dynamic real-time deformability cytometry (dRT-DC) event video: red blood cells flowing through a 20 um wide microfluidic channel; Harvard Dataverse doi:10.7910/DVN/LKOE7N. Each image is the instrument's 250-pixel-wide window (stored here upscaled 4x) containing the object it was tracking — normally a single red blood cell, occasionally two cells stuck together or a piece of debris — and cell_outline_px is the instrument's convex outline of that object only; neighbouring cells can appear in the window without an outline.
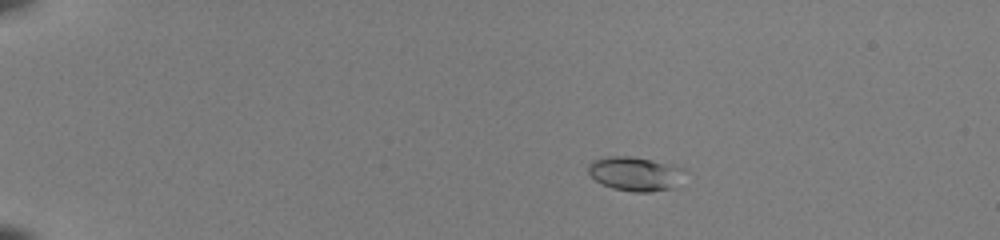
{"species": "common noctule bat (a hibernating species)", "species_latin": "Nyctalus noctula", "temperature_condition": "room temperature", "stored_images_in_passage": 49, "camera_frame_rate_fps": 3000, "um_per_image_px": 0.085, "animal": {"sex": "female", "body_mass_g": 22.0, "forearm_length_mm": 56.7}, "frame": {"image": 1, "passage_image": 8, "time_ms": 2.333, "image_size_px": [1000, 240], "cell_outline_px": [[688, 168], [676, 188], [652, 192], [632, 192], [612, 188], [600, 184], [588, 172], [588, 164], [592, 160], [608, 156], [628, 156], [676, 164]], "centroid_in_image_um": [54.06, 14.77], "position_along_channel_um": 30.9, "area_um2": 19.77}}
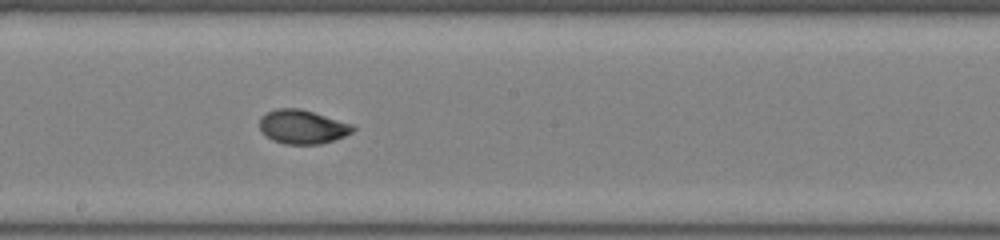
{"frame": {"image": 2, "passage_image": 29, "time_ms": 9.333, "image_size_px": [1000, 240], "cell_outline_px": [[356, 128], [352, 132], [344, 136], [320, 144], [284, 144], [272, 140], [260, 132], [260, 116], [276, 108], [300, 108], [352, 124]], "centroid_in_image_um": [25.67, 10.78], "position_along_channel_um": 222.5, "area_um2": 18.44}}
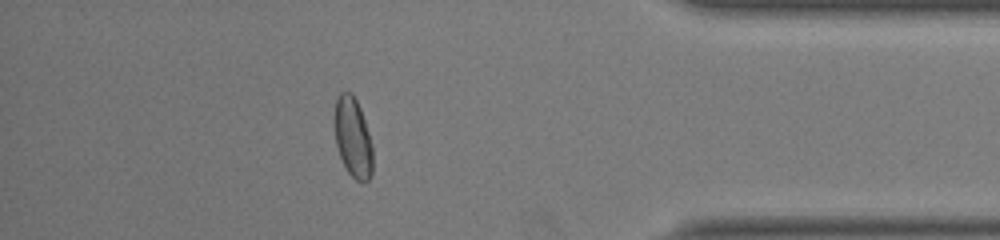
{"frame": {"image": 3, "passage_image": 44, "time_ms": 14.333, "image_size_px": [1000, 240], "cell_outline_px": [[372, 172], [368, 180], [364, 184], [356, 180], [348, 172], [340, 156], [336, 144], [336, 100], [340, 92], [352, 92], [360, 108], [372, 144]], "centroid_in_image_um": [30.02, 11.72], "position_along_channel_um": 405.2, "area_um2": 17.4}, "authors_computed_cell_mechanics": {"area_um2": 18.0914, "velocity_mm_per_s": 4.0968, "shape_relaxation_time_tau1_ms": 6.3057, "shape_relaxation_time_tau2_ms": 1.1585, "deformation_change_tau1": 0.198, "deformation_change_tau2": 0.0346}}